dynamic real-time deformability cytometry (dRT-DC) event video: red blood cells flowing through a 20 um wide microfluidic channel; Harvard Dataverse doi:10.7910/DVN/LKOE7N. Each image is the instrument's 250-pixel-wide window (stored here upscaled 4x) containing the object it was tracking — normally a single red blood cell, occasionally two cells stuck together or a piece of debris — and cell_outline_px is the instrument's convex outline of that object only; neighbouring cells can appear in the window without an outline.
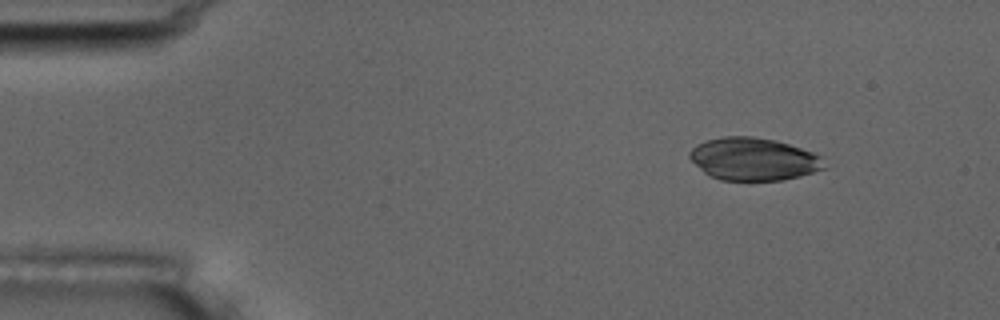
{"species": "common noctule bat (a hibernating species)", "species_latin": "Nyctalus noctula", "temperature_condition": "room temperature", "stored_images_in_passage": 5, "camera_frame_rate_fps": 3000, "um_per_image_px": 0.085, "animal": {"sex": "male", "body_mass_g": 17.5, "forearm_length_mm": 52.3}, "frame": {"image": 1, "passage_image": 2, "time_ms": 0.333, "image_size_px": [1000, 320], "cell_outline_px": [[828, 168], [800, 176], [780, 180], [720, 180], [704, 172], [688, 156], [688, 152], [696, 144], [704, 140], [724, 136], [752, 136], [776, 140], [824, 156]], "centroid_in_image_um": [64.09, 13.51], "position_along_channel_um": 20.9, "area_um2": 33.7}}